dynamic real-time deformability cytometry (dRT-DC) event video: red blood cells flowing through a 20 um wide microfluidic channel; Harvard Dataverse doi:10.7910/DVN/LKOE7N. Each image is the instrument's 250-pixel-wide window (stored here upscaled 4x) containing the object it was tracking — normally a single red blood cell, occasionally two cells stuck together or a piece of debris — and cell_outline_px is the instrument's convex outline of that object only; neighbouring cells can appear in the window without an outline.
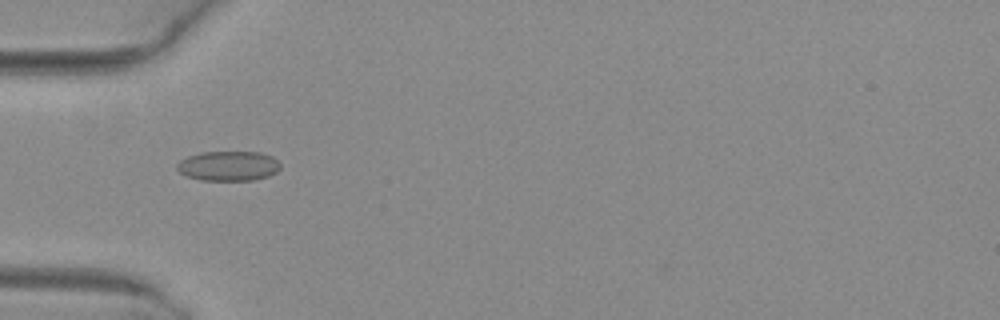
{"species": "common noctule bat (a hibernating species)", "species_latin": "Nyctalus noctula", "temperature_condition": "warm", "stored_images_in_passage": 38, "camera_frame_rate_fps": 3000, "um_per_image_px": 0.085, "animal": {"sex": "female", "body_mass_g": 29.2, "forearm_length_mm": 56.3}, "frame": {"image": 1, "passage_image": 4, "time_ms": 1.0, "image_size_px": [1000, 320], "cell_outline_px": [[280, 168], [276, 172], [268, 176], [252, 180], [200, 180], [184, 176], [176, 168], [176, 164], [180, 160], [188, 156], [200, 152], [260, 152], [272, 156], [280, 164]], "centroid_in_image_um": [19.38, 14.1], "position_along_channel_um": 65.6, "area_um2": 18.03}}
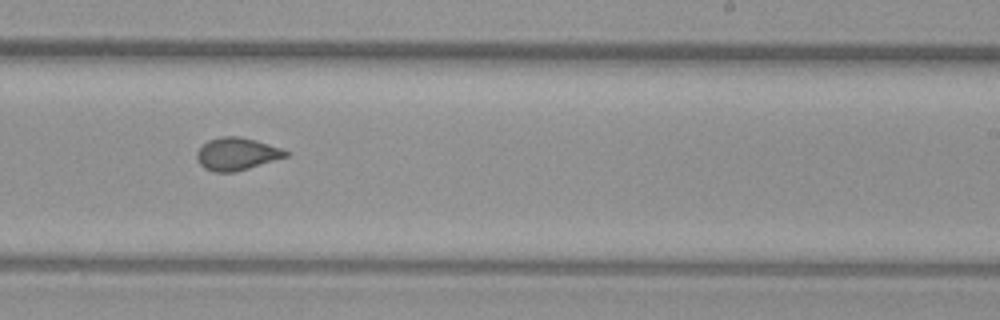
{"frame": {"image": 2, "passage_image": 19, "time_ms": 6.0, "image_size_px": [1000, 320], "cell_outline_px": [[288, 156], [236, 172], [212, 172], [204, 168], [200, 164], [196, 156], [196, 152], [208, 140], [220, 136], [240, 136], [256, 140], [280, 148], [288, 152]], "centroid_in_image_um": [20.1, 13.08], "position_along_channel_um": 268.9, "area_um2": 16.82}}
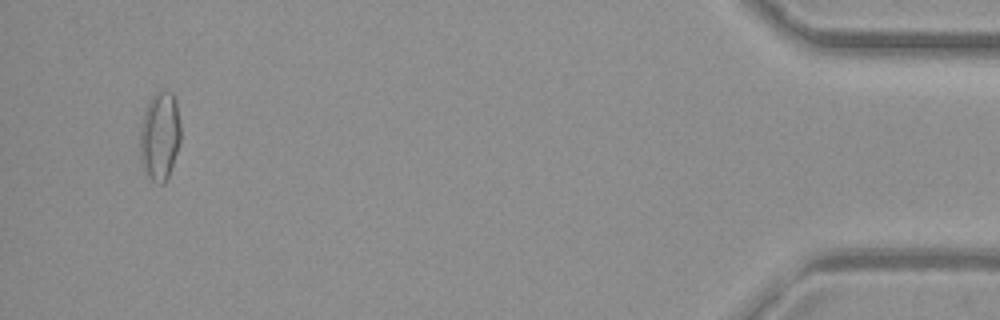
{"frame": {"image": 3, "passage_image": 36, "time_ms": 11.667, "image_size_px": [1000, 320], "cell_outline_px": [[180, 140], [168, 176], [164, 184], [156, 184], [144, 176], [140, 160], [140, 128], [144, 112], [152, 96], [160, 88], [172, 92], [176, 100], [180, 124]], "centroid_in_image_um": [13.56, 11.58], "position_along_channel_um": 421.6, "area_um2": 21.39}, "authors_computed_cell_mechanics": {"area_um2": 17.1377, "velocity_mm_per_s": 4.0909, "shape_relaxation_time_tau1_ms": null, "shape_relaxation_time_tau2_ms": 0.7861, "deformation_change_tau1": null, "deformation_change_tau2": 0.0628}}